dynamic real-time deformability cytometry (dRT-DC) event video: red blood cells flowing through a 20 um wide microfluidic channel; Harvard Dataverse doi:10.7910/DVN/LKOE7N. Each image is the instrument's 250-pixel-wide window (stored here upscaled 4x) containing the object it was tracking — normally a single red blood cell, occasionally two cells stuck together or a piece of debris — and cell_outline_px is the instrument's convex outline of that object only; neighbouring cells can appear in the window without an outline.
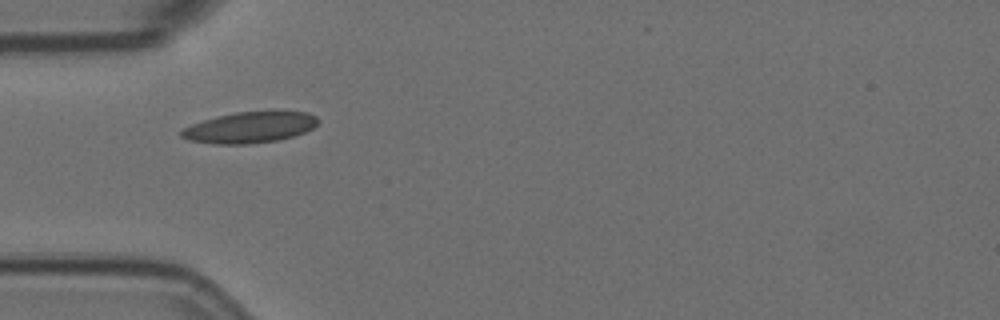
{"species": "Egyptian fruit bat (a non-hibernating species)", "species_latin": "Rousettus aegyptiacus", "temperature_condition": "room temperature", "stored_images_in_passage": 1, "camera_frame_rate_fps": 3000, "um_per_image_px": 0.085, "animal": {"sex": "female"}, "frame": {"image": 1, "passage_image": 1, "time_ms": 0.0, "image_size_px": [1000, 320], "cell_outline_px": [[320, 120], [312, 128], [304, 132], [292, 136], [276, 140], [248, 144], [212, 144], [188, 140], [180, 136], [180, 132], [184, 128], [192, 124], [216, 116], [236, 112], [308, 112], [316, 116]], "centroid_in_image_um": [21.2, 10.84], "position_along_channel_um": 63.8, "area_um2": 24.45}}